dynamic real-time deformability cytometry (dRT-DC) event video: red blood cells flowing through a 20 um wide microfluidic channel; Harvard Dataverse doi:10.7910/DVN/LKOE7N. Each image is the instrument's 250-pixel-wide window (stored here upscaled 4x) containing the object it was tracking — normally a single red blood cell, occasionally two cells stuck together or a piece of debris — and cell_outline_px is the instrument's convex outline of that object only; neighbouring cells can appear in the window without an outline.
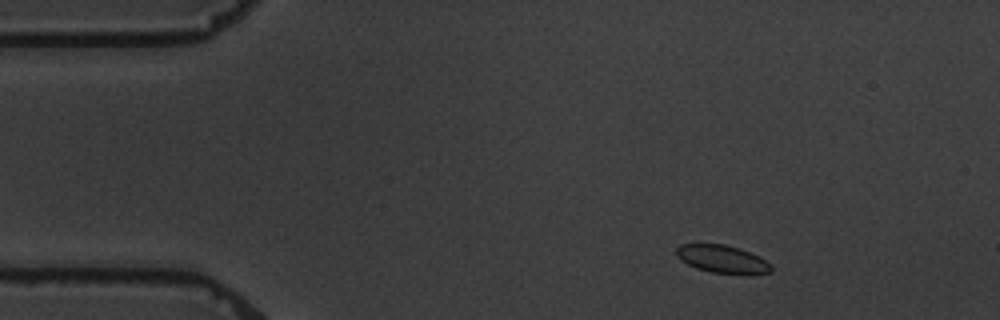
{"species": "common noctule bat (a hibernating species)", "species_latin": "Nyctalus noctula", "temperature_condition": "warm", "stored_images_in_passage": 8, "camera_frame_rate_fps": 3000, "um_per_image_px": 0.085, "animal": {"sex": "male", "body_mass_g": 19.5, "forearm_length_mm": 54.6}, "frame": {"image": 1, "passage_image": 1, "time_ms": 0.0, "image_size_px": [1000, 320], "cell_outline_px": [[772, 272], [752, 276], [744, 276], [712, 272], [696, 268], [680, 260], [676, 256], [676, 248], [680, 244], [724, 244], [740, 248], [772, 264]], "centroid_in_image_um": [61.43, 22.06], "position_along_channel_um": 23.6, "area_um2": 15.78}}
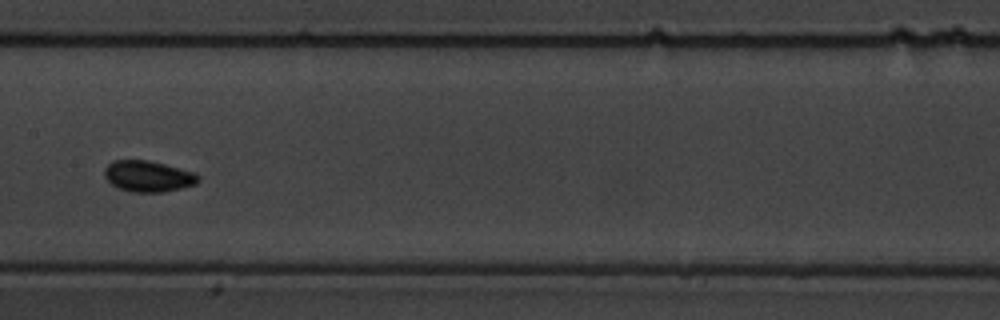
{"frame": {"image": 2, "passage_image": 7, "time_ms": 7.0, "image_size_px": [1000, 320], "cell_outline_px": [[200, 180], [196, 184], [164, 192], [132, 192], [120, 188], [112, 184], [104, 176], [104, 168], [112, 160], [148, 160], [164, 164], [192, 172], [200, 176]], "centroid_in_image_um": [12.57, 14.98], "position_along_channel_um": 194.8, "area_um2": 16.88}}
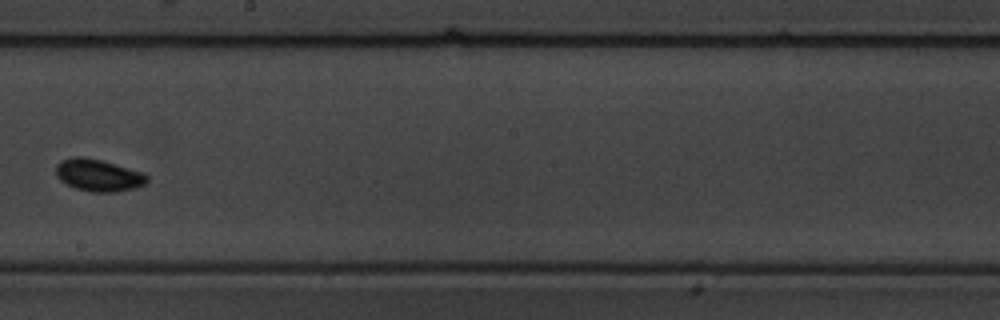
{"frame": {"image": 3, "passage_image": 8, "time_ms": 8.333, "image_size_px": [1000, 320], "cell_outline_px": [[148, 180], [144, 184], [136, 188], [116, 192], [92, 192], [76, 188], [60, 180], [56, 176], [56, 164], [60, 160], [76, 156], [80, 156], [100, 160], [116, 164], [144, 172], [148, 176]], "centroid_in_image_um": [8.37, 14.89], "position_along_channel_um": 239.8, "area_um2": 17.11}}